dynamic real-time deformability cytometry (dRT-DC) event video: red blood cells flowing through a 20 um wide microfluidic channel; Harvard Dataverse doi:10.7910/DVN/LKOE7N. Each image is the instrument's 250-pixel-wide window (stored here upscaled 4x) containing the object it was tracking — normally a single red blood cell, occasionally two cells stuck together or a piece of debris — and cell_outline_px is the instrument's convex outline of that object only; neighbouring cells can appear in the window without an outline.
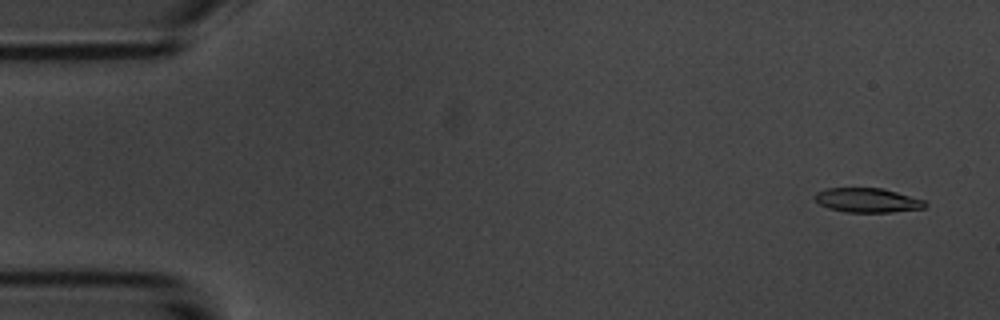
{"species": "common noctule bat (a hibernating species)", "species_latin": "Nyctalus noctula", "temperature_condition": "room temperature", "stored_images_in_passage": 4, "camera_frame_rate_fps": 3000, "um_per_image_px": 0.085, "animal": {"sex": "male", "body_mass_g": 20.1, "forearm_length_mm": 53.5}, "frame": {"image": 1, "passage_image": 1, "time_ms": 0.0, "image_size_px": [1000, 320], "cell_outline_px": [[928, 204], [924, 208], [892, 212], [844, 212], [828, 208], [820, 204], [812, 196], [816, 192], [824, 188], [880, 188], [896, 192], [924, 200]], "centroid_in_image_um": [73.69, 17.02], "position_along_channel_um": 11.3, "area_um2": 15.66}}
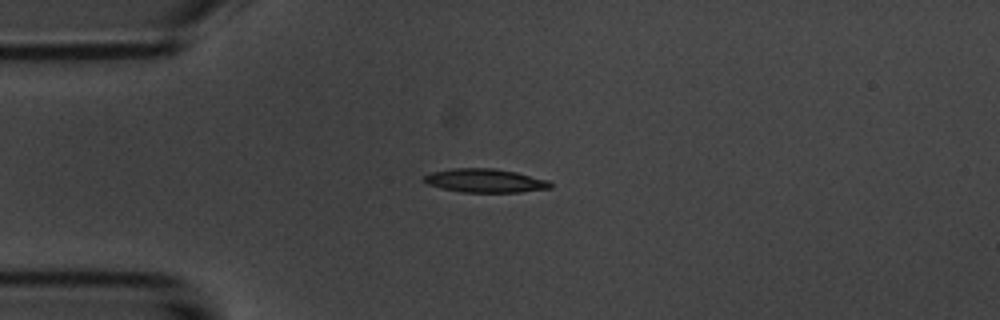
{"frame": {"image": 2, "passage_image": 4, "time_ms": 3.667, "image_size_px": [1000, 320], "cell_outline_px": [[552, 188], [520, 192], [464, 192], [444, 188], [428, 184], [420, 180], [424, 176], [432, 172], [452, 168], [496, 168], [516, 172], [548, 180], [552, 184]], "centroid_in_image_um": [41.24, 15.35], "position_along_channel_um": 43.8, "area_um2": 17.4}}